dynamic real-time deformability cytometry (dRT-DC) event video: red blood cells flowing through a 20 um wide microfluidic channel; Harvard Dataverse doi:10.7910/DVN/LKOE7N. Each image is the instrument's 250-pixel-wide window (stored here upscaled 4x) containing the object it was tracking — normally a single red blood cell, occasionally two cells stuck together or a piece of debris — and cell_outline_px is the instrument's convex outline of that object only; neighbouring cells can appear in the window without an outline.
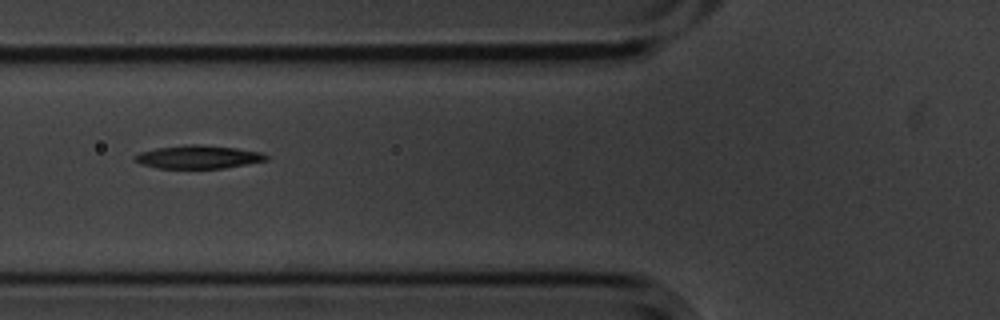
{"species": "common noctule bat (a hibernating species)", "species_latin": "Nyctalus noctula", "temperature_condition": "cold", "stored_images_in_passage": 4, "camera_frame_rate_fps": 3000, "um_per_image_px": 0.085, "animal": {"sex": "male", "body_mass_g": 20.1, "forearm_length_mm": 53.5}, "frame": {"image": 1, "passage_image": 3, "time_ms": 0.667, "image_size_px": [1000, 320], "cell_outline_px": [[268, 160], [224, 168], [156, 168], [132, 160], [132, 156], [140, 152], [156, 148], [184, 144], [204, 144], [236, 148], [260, 152], [268, 156]], "centroid_in_image_um": [16.82, 13.33], "position_along_channel_um": 109.0, "area_um2": 17.86}}
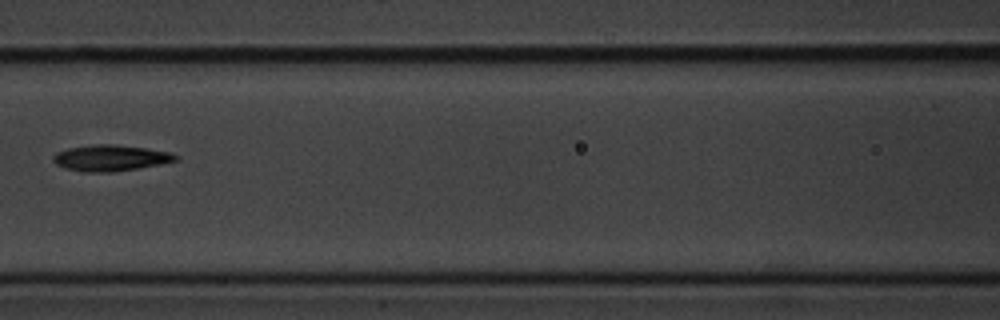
{"frame": {"image": 2, "passage_image": 4, "time_ms": 1.0, "image_size_px": [1000, 320], "cell_outline_px": [[180, 160], [140, 168], [112, 172], [84, 172], [68, 168], [56, 164], [52, 160], [52, 156], [56, 152], [68, 148], [92, 144], [116, 144], [172, 152], [180, 156]], "centroid_in_image_um": [9.43, 13.42], "position_along_channel_um": 157.2, "area_um2": 18.79}}